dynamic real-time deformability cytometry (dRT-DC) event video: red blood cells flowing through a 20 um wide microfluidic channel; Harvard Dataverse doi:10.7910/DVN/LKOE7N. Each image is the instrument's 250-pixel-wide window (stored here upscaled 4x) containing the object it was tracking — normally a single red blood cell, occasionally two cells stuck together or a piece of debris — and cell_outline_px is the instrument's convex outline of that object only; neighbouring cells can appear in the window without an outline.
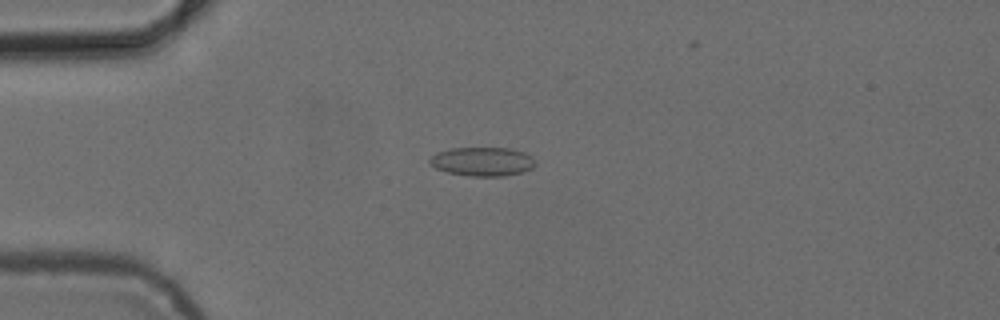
{"species": "common noctule bat (a hibernating species)", "species_latin": "Nyctalus noctula", "temperature_condition": "cold", "stored_images_in_passage": 54, "camera_frame_rate_fps": 3000, "um_per_image_px": 0.085, "animal": {"sex": "female", "body_mass_g": 24.6, "forearm_length_mm": 56.2}, "frame": {"image": 1, "passage_image": 14, "time_ms": 4.333, "image_size_px": [1000, 320], "cell_outline_px": [[536, 164], [532, 168], [520, 172], [504, 176], [468, 176], [448, 172], [436, 168], [428, 164], [428, 160], [436, 152], [452, 148], [508, 148], [524, 152], [532, 156], [536, 160]], "centroid_in_image_um": [41.0, 13.73], "position_along_channel_um": 44.0, "area_um2": 17.86}}
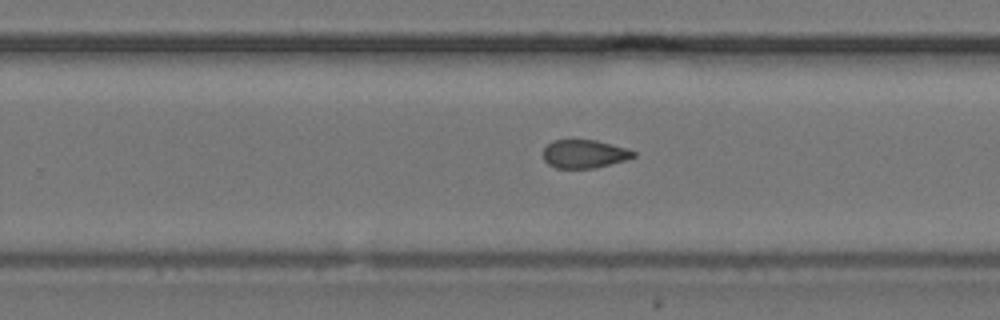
{"frame": {"image": 2, "passage_image": 34, "time_ms": 11.0, "image_size_px": [1000, 320], "cell_outline_px": [[636, 156], [624, 160], [592, 168], [556, 168], [548, 164], [544, 160], [544, 148], [552, 140], [596, 140], [628, 148], [636, 152]], "centroid_in_image_um": [49.67, 13.07], "position_along_channel_um": 280.1, "area_um2": 14.8}}
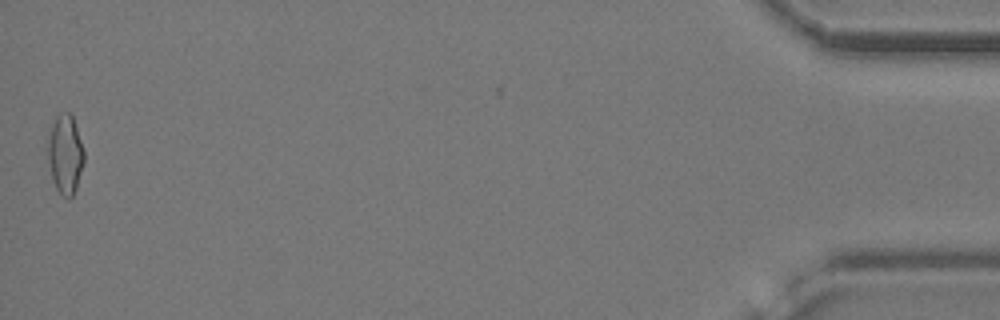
{"frame": {"image": 3, "passage_image": 53, "time_ms": 17.333, "image_size_px": [1000, 320], "cell_outline_px": [[84, 160], [76, 188], [72, 196], [68, 200], [56, 188], [52, 180], [48, 160], [48, 136], [52, 124], [56, 116], [60, 112], [68, 112], [72, 116], [84, 152]], "centroid_in_image_um": [5.53, 13.12], "position_along_channel_um": 429.7, "area_um2": 16.47}, "authors_computed_cell_mechanics": {"area_um2": 16.0106, "velocity_mm_per_s": 3.8874, "shape_relaxation_time_tau1_ms": null, "shape_relaxation_time_tau2_ms": 2.5532, "deformation_change_tau1": null, "deformation_change_tau2": 0.0902}}